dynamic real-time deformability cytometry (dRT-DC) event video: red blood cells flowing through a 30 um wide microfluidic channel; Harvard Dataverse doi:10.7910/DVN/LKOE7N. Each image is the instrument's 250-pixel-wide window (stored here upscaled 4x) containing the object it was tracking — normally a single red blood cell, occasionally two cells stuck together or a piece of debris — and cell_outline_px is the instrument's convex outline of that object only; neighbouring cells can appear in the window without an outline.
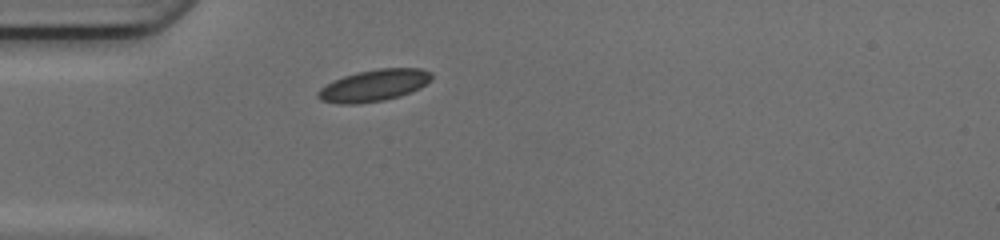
{"species": "common noctule bat (a hibernating species)", "species_latin": "Nyctalus noctula", "temperature_condition": "cold", "stored_images_in_passage": 36, "camera_frame_rate_fps": 3000, "um_per_image_px": 0.085, "animal": {"sex": "female", "body_mass_g": 17.0, "forearm_length_mm": 48.0}, "frame": {"image": 1, "passage_image": 1, "time_ms": 0.0, "image_size_px": [1000, 240], "cell_outline_px": [[432, 80], [420, 88], [400, 96], [384, 100], [356, 104], [340, 104], [320, 100], [316, 96], [316, 92], [320, 88], [332, 80], [356, 72], [376, 68], [420, 68], [432, 72]], "centroid_in_image_um": [31.77, 7.25], "position_along_channel_um": 53.2, "area_um2": 21.27}}
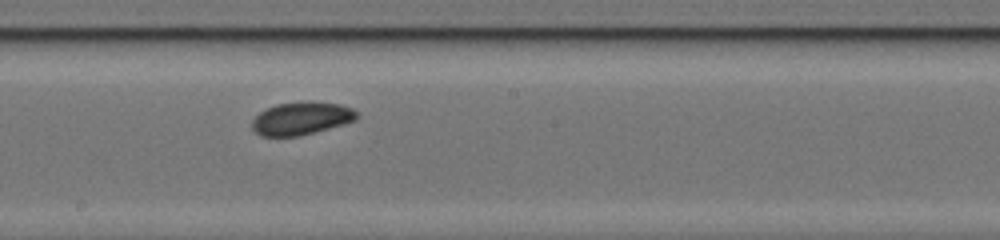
{"frame": {"image": 2, "passage_image": 14, "time_ms": 4.333, "image_size_px": [1000, 240], "cell_outline_px": [[360, 116], [356, 120], [344, 124], [300, 136], [260, 136], [252, 128], [252, 120], [260, 112], [276, 104], [340, 104], [352, 108]], "centroid_in_image_um": [25.61, 10.11], "position_along_channel_um": 222.6, "area_um2": 19.31}}
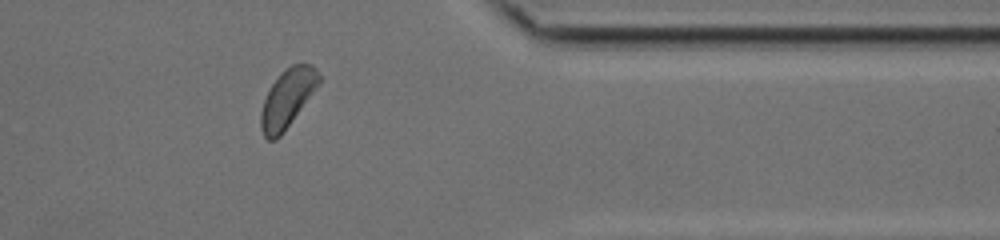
{"frame": {"image": 3, "passage_image": 27, "time_ms": 8.667, "image_size_px": [1000, 240], "cell_outline_px": [[320, 84], [280, 136], [276, 140], [268, 140], [264, 136], [260, 128], [260, 112], [264, 100], [272, 84], [280, 72], [292, 64], [312, 64], [316, 68], [320, 76]], "centroid_in_image_um": [24.43, 8.35], "position_along_channel_um": 387.0, "area_um2": 19.65}, "authors_computed_cell_mechanics": {"area_um2": 19.7387, "velocity_mm_per_s": 4.1372, "shape_relaxation_time_tau1_ms": 1.9094, "shape_relaxation_time_tau2_ms": null, "deformation_change_tau1": 0.0536, "deformation_change_tau2": null}}